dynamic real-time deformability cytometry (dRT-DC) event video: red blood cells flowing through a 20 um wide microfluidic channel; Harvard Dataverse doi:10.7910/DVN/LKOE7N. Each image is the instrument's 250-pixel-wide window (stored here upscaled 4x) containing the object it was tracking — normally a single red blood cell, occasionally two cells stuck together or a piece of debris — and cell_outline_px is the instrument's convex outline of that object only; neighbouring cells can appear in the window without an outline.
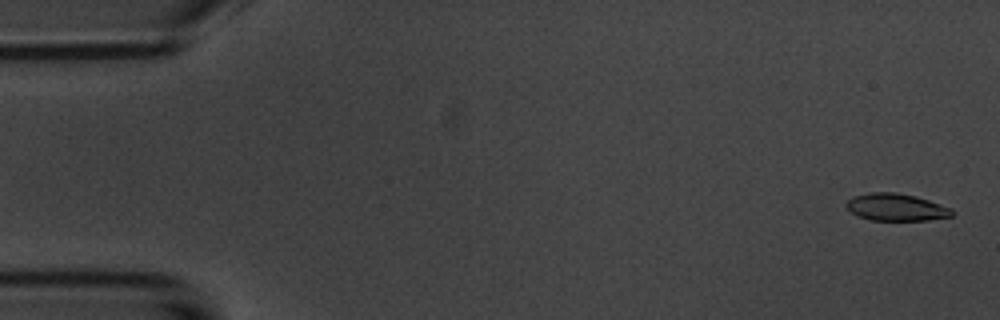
{"species": "common noctule bat (a hibernating species)", "species_latin": "Nyctalus noctula", "temperature_condition": "room temperature", "stored_images_in_passage": 5, "camera_frame_rate_fps": 3000, "um_per_image_px": 0.085, "animal": {"sex": "male", "body_mass_g": 20.1, "forearm_length_mm": 53.5}, "frame": {"image": 1, "passage_image": 1, "time_ms": 0.0, "image_size_px": [1000, 320], "cell_outline_px": [[956, 212], [952, 216], [928, 220], [872, 220], [856, 216], [844, 204], [852, 196], [868, 192], [896, 192], [916, 196], [952, 208]], "centroid_in_image_um": [76.17, 17.61], "position_along_channel_um": 8.8, "area_um2": 16.94}}
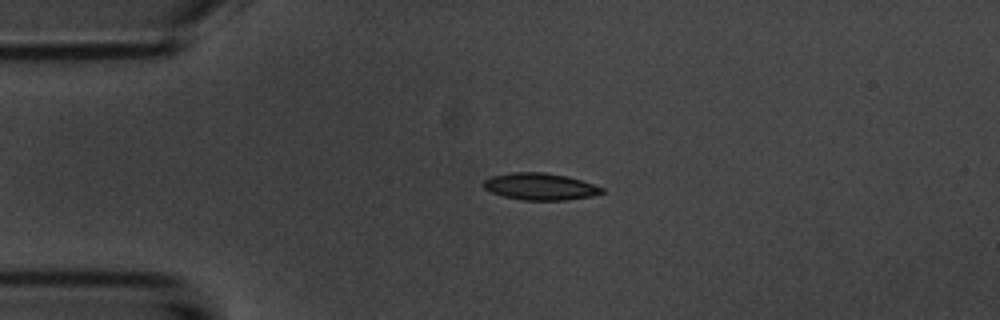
{"frame": {"image": 2, "passage_image": 4, "time_ms": 3.667, "image_size_px": [1000, 320], "cell_outline_px": [[604, 192], [592, 196], [564, 200], [524, 200], [504, 196], [492, 192], [484, 188], [480, 184], [484, 180], [492, 176], [512, 172], [544, 172], [568, 176], [604, 188]], "centroid_in_image_um": [45.89, 15.85], "position_along_channel_um": 39.1, "area_um2": 18.5}}